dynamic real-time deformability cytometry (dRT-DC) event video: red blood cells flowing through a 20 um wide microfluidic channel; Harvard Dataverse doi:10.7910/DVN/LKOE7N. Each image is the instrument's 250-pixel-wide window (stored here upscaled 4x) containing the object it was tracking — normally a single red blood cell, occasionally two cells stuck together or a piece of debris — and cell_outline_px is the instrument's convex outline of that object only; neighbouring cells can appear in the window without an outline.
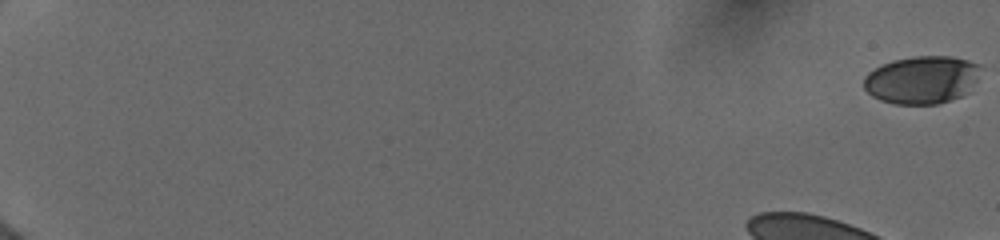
{"species": "human", "species_latin": "Homo sapiens", "temperature_condition": "cold", "stored_images_in_passage": 37, "camera_frame_rate_fps": 3000, "um_per_image_px": 0.085, "donor": {"sex": "female"}, "frame": {"image": 1, "passage_image": 1, "time_ms": 0.0, "image_size_px": [1000, 240], "cell_outline_px": [[980, 64], [976, 80], [968, 92], [960, 96], [936, 104], [896, 104], [880, 100], [872, 96], [864, 88], [864, 76], [868, 72], [892, 60], [912, 56], [952, 56], [968, 60]], "centroid_in_image_um": [78.34, 6.77], "position_along_channel_um": 6.7, "area_um2": 32.43}}
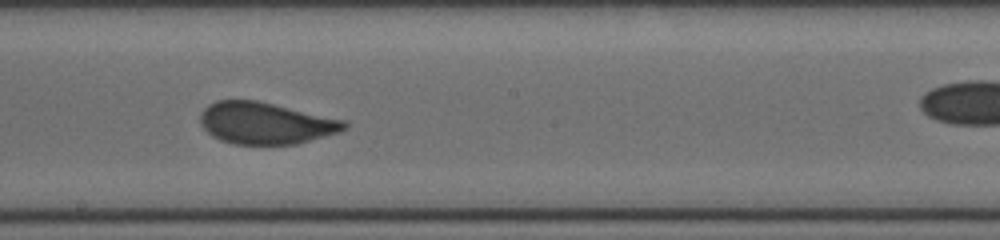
{"frame": {"image": 2, "passage_image": 22, "time_ms": 10.0, "image_size_px": [1000, 240], "cell_outline_px": [[348, 128], [340, 132], [296, 144], [232, 144], [220, 140], [212, 136], [200, 124], [200, 112], [208, 104], [216, 100], [256, 100], [348, 120]], "centroid_in_image_um": [22.59, 10.46], "position_along_channel_um": 225.6, "area_um2": 35.37}}
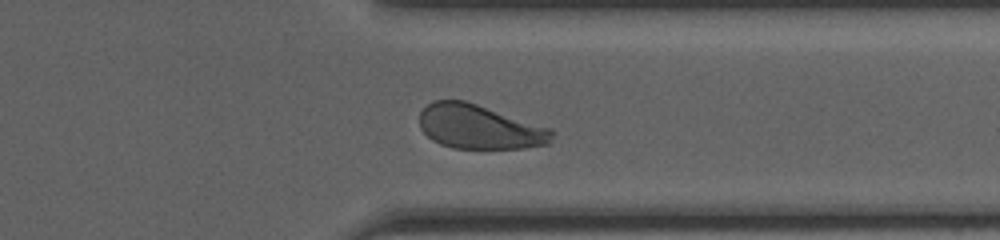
{"frame": {"image": 3, "passage_image": 30, "time_ms": 13.667, "image_size_px": [1000, 240], "cell_outline_px": [[556, 132], [548, 144], [524, 148], [452, 148], [440, 144], [432, 140], [420, 128], [420, 112], [432, 100], [464, 100], [552, 128]], "centroid_in_image_um": [40.77, 10.79], "position_along_channel_um": 370.6, "area_um2": 34.22}}